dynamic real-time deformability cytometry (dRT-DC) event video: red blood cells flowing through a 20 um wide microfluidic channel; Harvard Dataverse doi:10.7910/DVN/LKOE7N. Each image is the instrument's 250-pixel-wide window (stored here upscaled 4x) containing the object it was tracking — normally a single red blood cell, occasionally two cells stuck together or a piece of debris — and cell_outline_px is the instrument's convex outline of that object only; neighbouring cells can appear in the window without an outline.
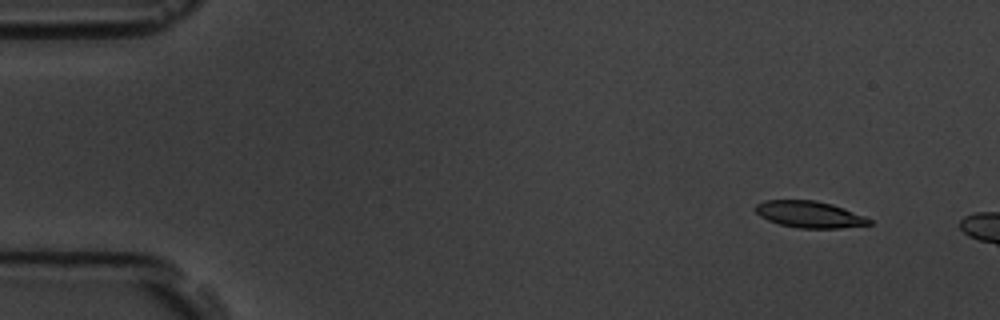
{"species": "common noctule bat (a hibernating species)", "species_latin": "Nyctalus noctula", "temperature_condition": "room temperature", "stored_images_in_passage": 3, "camera_frame_rate_fps": 3000, "um_per_image_px": 0.085, "animal": {"sex": "male", "body_mass_g": 19.5, "forearm_length_mm": 54.6}, "frame": {"image": 1, "passage_image": 2, "time_ms": 1.0, "image_size_px": [1000, 320], "cell_outline_px": [[872, 224], [840, 228], [800, 228], [780, 224], [768, 220], [760, 216], [756, 212], [756, 204], [764, 200], [816, 200], [832, 204], [844, 208], [864, 216], [872, 220]], "centroid_in_image_um": [68.81, 18.22], "position_along_channel_um": 16.2, "area_um2": 17.57}}